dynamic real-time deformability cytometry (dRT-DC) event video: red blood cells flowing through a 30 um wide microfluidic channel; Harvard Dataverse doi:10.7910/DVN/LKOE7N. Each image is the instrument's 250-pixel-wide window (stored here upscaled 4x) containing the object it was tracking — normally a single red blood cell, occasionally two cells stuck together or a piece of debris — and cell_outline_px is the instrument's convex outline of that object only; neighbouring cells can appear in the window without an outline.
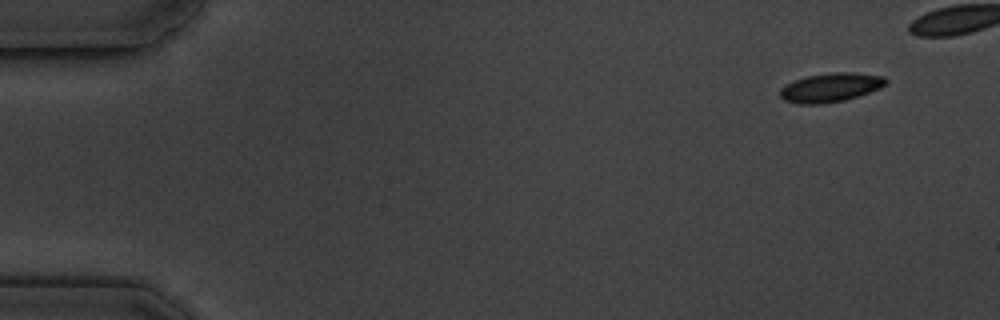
{"species": "common noctule bat (a hibernating species)", "species_latin": "Nyctalus noctula", "temperature_condition": "cold", "stored_images_in_passage": 7, "camera_frame_rate_fps": 3000, "um_per_image_px": 0.085, "animal": {"sex": "male", "body_mass_g": 19.5, "forearm_length_mm": 54.6}, "frame": {"image": 1, "passage_image": 1, "time_ms": 0.0, "image_size_px": [1000, 320], "cell_outline_px": [[888, 84], [880, 88], [844, 100], [820, 104], [800, 104], [784, 100], [780, 96], [780, 88], [796, 80], [808, 76], [836, 72], [852, 72], [884, 76], [888, 80]], "centroid_in_image_um": [70.63, 7.43], "position_along_channel_um": 14.4, "area_um2": 17.63}}